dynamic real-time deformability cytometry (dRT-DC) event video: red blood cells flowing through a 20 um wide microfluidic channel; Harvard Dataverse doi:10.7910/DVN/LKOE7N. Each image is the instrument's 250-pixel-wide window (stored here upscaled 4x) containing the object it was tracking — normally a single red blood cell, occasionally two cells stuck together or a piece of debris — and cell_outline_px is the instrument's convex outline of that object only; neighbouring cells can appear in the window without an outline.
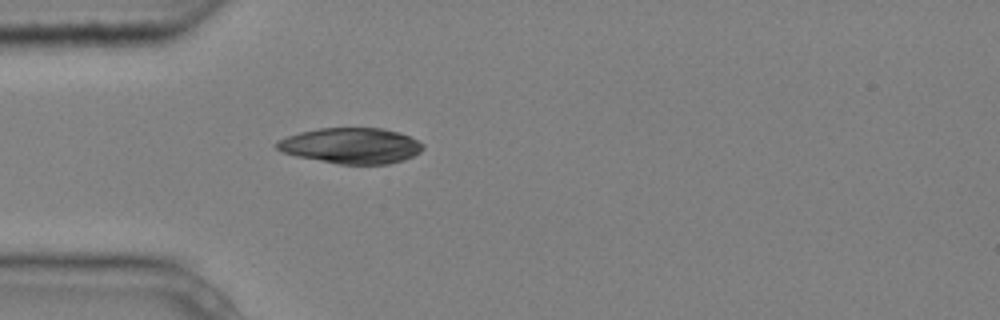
{"species": "common noctule bat (a hibernating species)", "species_latin": "Nyctalus noctula", "temperature_condition": "cold", "stored_images_in_passage": 1, "camera_frame_rate_fps": 3000, "um_per_image_px": 0.085, "animal": {"sex": "male", "body_mass_g": 20.4}, "frame": {"image": 1, "passage_image": 1, "time_ms": 0.0, "image_size_px": [1000, 320], "cell_outline_px": [[424, 148], [420, 152], [404, 160], [388, 164], [340, 164], [296, 156], [284, 152], [276, 148], [276, 140], [300, 132], [320, 128], [384, 128], [400, 132], [424, 144]], "centroid_in_image_um": [29.86, 12.38], "position_along_channel_um": 55.1, "area_um2": 30.35}}